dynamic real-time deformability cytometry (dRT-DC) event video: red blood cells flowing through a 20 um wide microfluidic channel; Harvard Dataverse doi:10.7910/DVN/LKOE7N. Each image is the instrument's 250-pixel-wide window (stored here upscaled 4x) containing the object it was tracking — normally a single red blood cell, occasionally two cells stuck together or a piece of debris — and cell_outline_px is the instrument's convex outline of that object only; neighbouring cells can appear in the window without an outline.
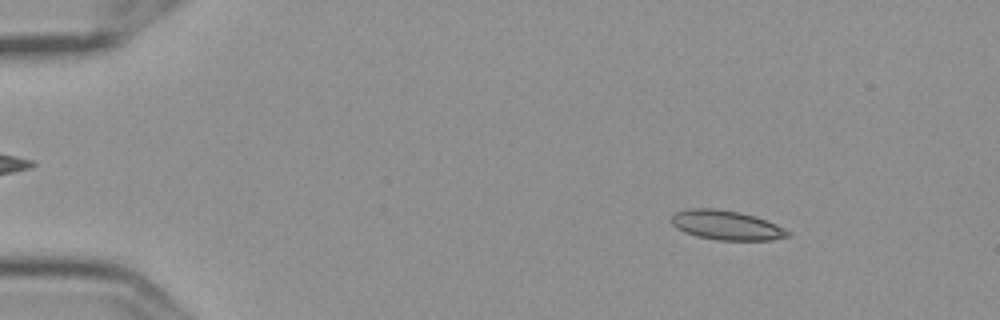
{"species": "Egyptian fruit bat (a non-hibernating species)", "species_latin": "Rousettus aegyptiacus", "temperature_condition": "cold", "stored_images_in_passage": 7, "camera_frame_rate_fps": 3000, "um_per_image_px": 0.085, "frame": {"image": 1, "passage_image": 2, "time_ms": 0.333, "image_size_px": [1000, 320], "cell_outline_px": [[792, 236], [772, 240], [716, 240], [696, 236], [684, 232], [676, 228], [668, 220], [668, 216], [676, 212], [688, 208], [716, 208], [740, 212], [756, 216], [776, 224], [792, 232]], "centroid_in_image_um": [61.72, 19.13], "position_along_channel_um": 23.3, "area_um2": 20.46}}
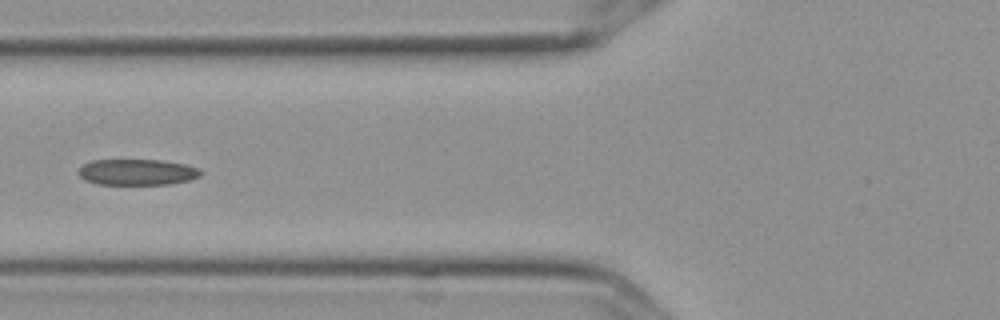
{"frame": {"image": 2, "passage_image": 6, "time_ms": 1.667, "image_size_px": [1000, 320], "cell_outline_px": [[204, 172], [200, 176], [188, 180], [168, 184], [96, 184], [84, 180], [76, 172], [84, 164], [92, 160], [160, 160], [184, 164], [200, 168]], "centroid_in_image_um": [11.65, 14.63], "position_along_channel_um": 114.1, "area_um2": 18.55}}
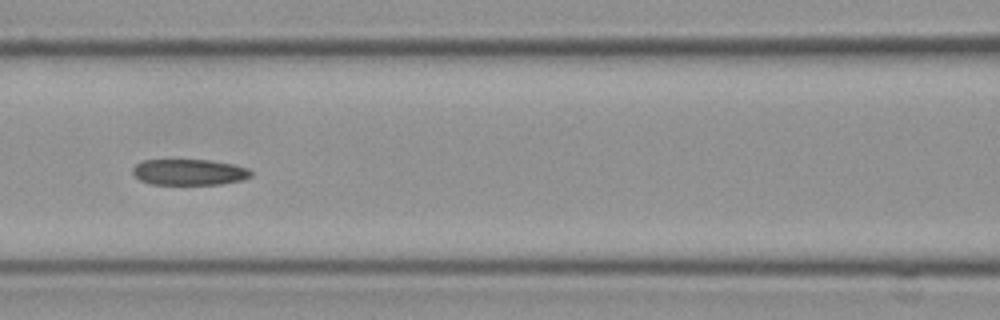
{"frame": {"image": 3, "passage_image": 7, "time_ms": 2.0, "image_size_px": [1000, 320], "cell_outline_px": [[252, 176], [244, 180], [220, 184], [148, 184], [140, 180], [132, 172], [132, 168], [136, 164], [144, 160], [208, 160], [232, 164], [248, 168], [252, 172]], "centroid_in_image_um": [16.09, 14.63], "position_along_channel_um": 150.5, "area_um2": 17.92}}